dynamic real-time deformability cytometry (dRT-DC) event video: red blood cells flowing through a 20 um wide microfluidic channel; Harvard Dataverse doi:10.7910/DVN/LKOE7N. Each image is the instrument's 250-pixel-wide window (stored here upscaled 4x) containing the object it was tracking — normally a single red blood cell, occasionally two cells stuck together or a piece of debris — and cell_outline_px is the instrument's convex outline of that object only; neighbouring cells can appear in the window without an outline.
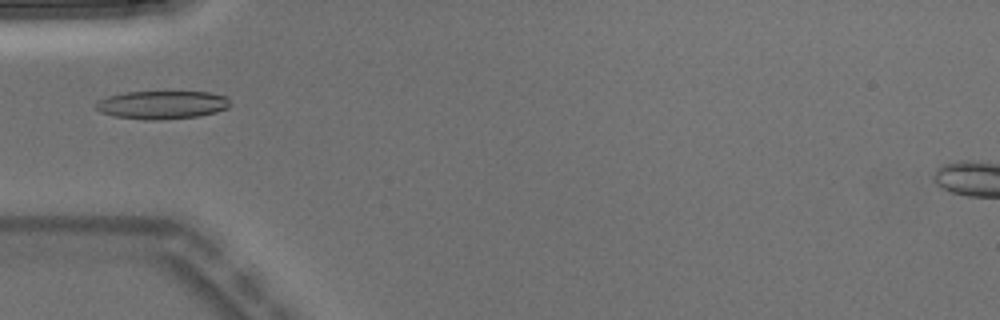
{"species": "Egyptian fruit bat (a non-hibernating species)", "species_latin": "Rousettus aegyptiacus", "temperature_condition": "warm", "stored_images_in_passage": 4, "camera_frame_rate_fps": 3000, "um_per_image_px": 0.085, "animal": {"sex": "male"}, "frame": {"image": 1, "passage_image": 4, "time_ms": 1.0, "image_size_px": [1000, 320], "cell_outline_px": [[228, 108], [216, 112], [200, 116], [164, 120], [144, 120], [116, 116], [100, 112], [92, 108], [92, 104], [108, 96], [124, 92], [208, 92], [224, 96], [228, 100]], "centroid_in_image_um": [13.71, 8.92], "position_along_channel_um": 71.3, "area_um2": 22.2}}